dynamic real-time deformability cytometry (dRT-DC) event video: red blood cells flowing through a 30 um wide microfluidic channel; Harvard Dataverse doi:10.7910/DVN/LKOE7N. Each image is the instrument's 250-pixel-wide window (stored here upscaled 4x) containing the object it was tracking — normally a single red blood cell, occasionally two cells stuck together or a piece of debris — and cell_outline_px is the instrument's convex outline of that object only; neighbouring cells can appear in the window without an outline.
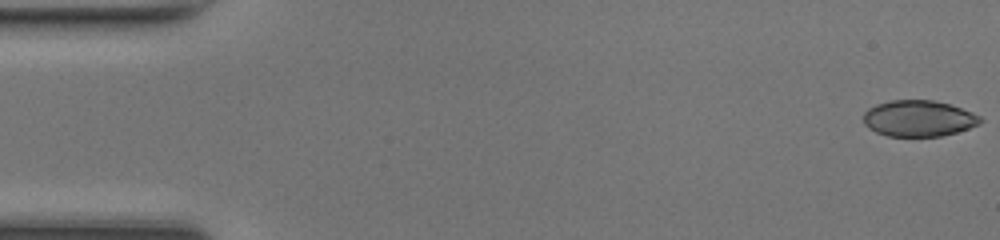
{"species": "common noctule bat (a hibernating species)", "species_latin": "Nyctalus noctula", "temperature_condition": "room temperature", "stored_images_in_passage": 48, "camera_frame_rate_fps": 3000, "um_per_image_px": 0.085, "animal": {"sex": "female", "body_mass_g": 17.0, "forearm_length_mm": 48.0}, "frame": {"image": 1, "passage_image": 1, "time_ms": 0.0, "image_size_px": [1000, 240], "cell_outline_px": [[984, 120], [980, 124], [956, 132], [940, 136], [888, 136], [876, 132], [868, 128], [864, 124], [864, 112], [868, 108], [876, 104], [892, 100], [932, 100], [948, 104], [972, 112], [980, 116]], "centroid_in_image_um": [78.07, 10.06], "position_along_channel_um": 6.9, "area_um2": 24.57}}
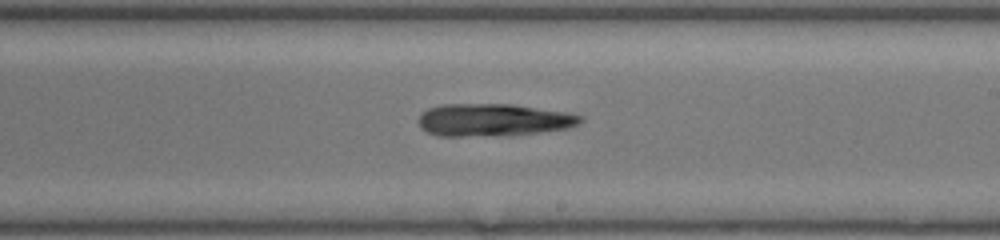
{"frame": {"image": 2, "passage_image": 28, "time_ms": 9.0, "image_size_px": [1000, 240], "cell_outline_px": [[584, 120], [580, 124], [568, 128], [512, 136], [436, 136], [420, 128], [420, 116], [428, 108], [444, 104], [512, 104], [568, 112], [584, 116]], "centroid_in_image_um": [42.0, 10.21], "position_along_channel_um": 247.0, "area_um2": 31.1}}
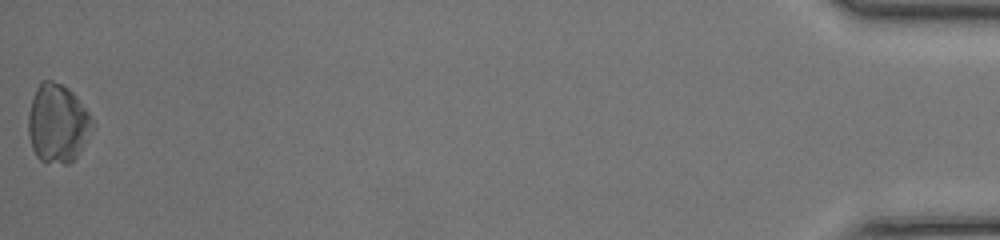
{"frame": {"image": 3, "passage_image": 48, "time_ms": 15.667, "image_size_px": [1000, 240], "cell_outline_px": [[92, 128], [80, 152], [68, 164], [64, 164], [40, 160], [36, 156], [32, 148], [28, 132], [28, 112], [36, 88], [40, 80], [52, 80], [68, 88], [76, 96], [88, 112], [92, 120]], "centroid_in_image_um": [4.87, 10.47], "position_along_channel_um": 430.3, "area_um2": 29.13}, "authors_computed_cell_mechanics": {"area_um2": 29.0156, "velocity_mm_per_s": 4.3507, "shape_relaxation_time_tau1_ms": 7.2614, "shape_relaxation_time_tau2_ms": 1.3735, "deformation_change_tau1": 0.1792, "deformation_change_tau2": 0.0799}}